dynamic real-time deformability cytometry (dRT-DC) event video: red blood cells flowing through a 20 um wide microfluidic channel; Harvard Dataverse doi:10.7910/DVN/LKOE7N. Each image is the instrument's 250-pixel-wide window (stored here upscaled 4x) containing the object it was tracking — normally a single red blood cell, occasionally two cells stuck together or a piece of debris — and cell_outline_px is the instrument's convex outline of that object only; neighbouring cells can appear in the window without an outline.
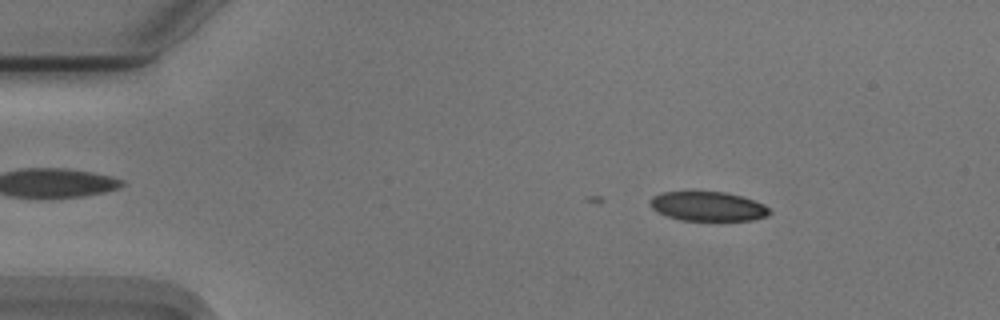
{"species": "Egyptian fruit bat (a non-hibernating species)", "species_latin": "Rousettus aegyptiacus", "temperature_condition": "cold", "stored_images_in_passage": 11, "camera_frame_rate_fps": 3000, "um_per_image_px": 0.085, "animal": {"sex": "male"}, "frame": {"image": 1, "passage_image": 8, "time_ms": 2.333, "image_size_px": [1000, 320], "cell_outline_px": [[772, 212], [768, 216], [752, 220], [680, 220], [656, 212], [652, 208], [652, 196], [664, 192], [724, 192], [740, 196], [764, 204]], "centroid_in_image_um": [60.19, 17.55], "position_along_channel_um": 24.8, "area_um2": 20.17}}